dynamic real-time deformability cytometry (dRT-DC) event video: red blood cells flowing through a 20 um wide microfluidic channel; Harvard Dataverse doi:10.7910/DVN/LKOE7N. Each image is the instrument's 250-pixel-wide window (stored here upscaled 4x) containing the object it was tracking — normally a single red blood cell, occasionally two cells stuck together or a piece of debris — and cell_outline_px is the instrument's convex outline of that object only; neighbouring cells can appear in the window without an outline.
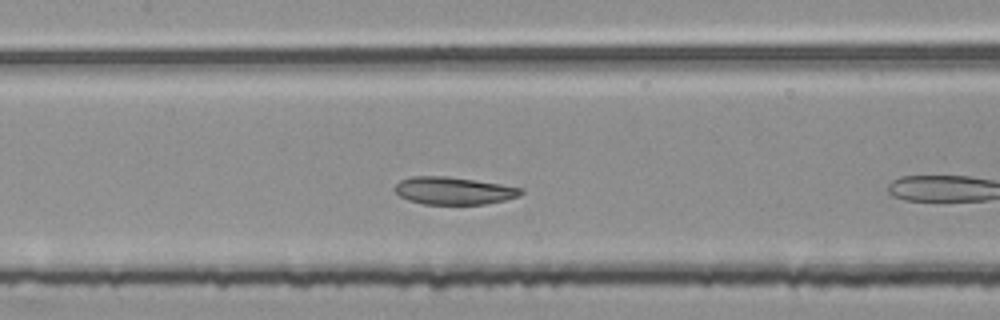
{"species": "common noctule bat (a hibernating species)", "species_latin": "Nyctalus noctula", "temperature_condition": "room temperature", "stored_images_in_passage": 11, "camera_frame_rate_fps": 3000, "um_per_image_px": 0.085, "animal": {"sex": "female", "body_mass_g": 25.1}, "frame": {"image": 1, "passage_image": 10, "time_ms": 3.0, "image_size_px": [1000, 320], "cell_outline_px": [[524, 192], [520, 196], [504, 200], [484, 204], [424, 204], [408, 200], [400, 196], [392, 188], [400, 180], [412, 176], [444, 176], [500, 184], [520, 188]], "centroid_in_image_um": [38.52, 16.21], "position_along_channel_um": 168.9, "area_um2": 20.06}}